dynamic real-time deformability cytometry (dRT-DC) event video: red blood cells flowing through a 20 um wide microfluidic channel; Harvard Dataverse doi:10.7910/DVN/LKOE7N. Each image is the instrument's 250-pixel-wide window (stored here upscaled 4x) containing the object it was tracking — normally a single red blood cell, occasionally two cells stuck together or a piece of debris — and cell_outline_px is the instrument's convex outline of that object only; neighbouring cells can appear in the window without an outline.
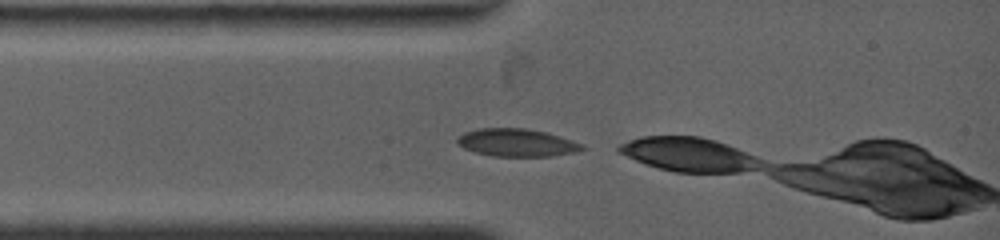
{"species": "common noctule bat (a hibernating species)", "species_latin": "Nyctalus noctula", "temperature_condition": "warm", "stored_images_in_passage": 4, "camera_frame_rate_fps": 4500, "um_per_image_px": 0.085, "animal": {"sex": "female", "body_mass_g": 19.0, "forearm_length_mm": 53.3}, "frame": {"image": 1, "passage_image": 1, "time_ms": 0.0, "image_size_px": [1000, 240], "cell_outline_px": [[588, 148], [572, 152], [552, 156], [492, 156], [476, 152], [464, 148], [456, 140], [464, 132], [480, 128], [524, 128], [548, 132], [584, 144]], "centroid_in_image_um": [43.97, 12.12], "position_along_channel_um": 41.0, "area_um2": 20.11}}